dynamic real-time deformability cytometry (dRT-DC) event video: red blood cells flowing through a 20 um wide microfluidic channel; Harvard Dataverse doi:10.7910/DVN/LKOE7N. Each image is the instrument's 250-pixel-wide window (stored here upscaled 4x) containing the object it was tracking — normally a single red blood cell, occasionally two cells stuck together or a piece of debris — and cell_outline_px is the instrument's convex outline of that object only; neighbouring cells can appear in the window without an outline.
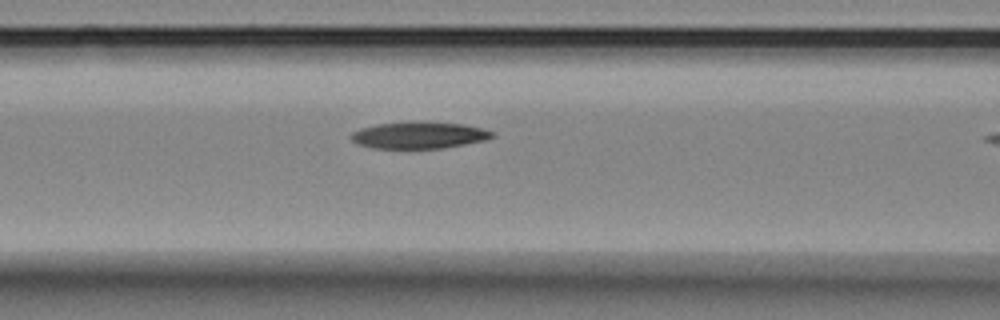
{"species": "Egyptian fruit bat (a non-hibernating species)", "species_latin": "Rousettus aegyptiacus", "temperature_condition": "room temperature", "stored_images_in_passage": 5, "camera_frame_rate_fps": 3000, "um_per_image_px": 0.085, "animal": {"sex": "female"}, "frame": {"image": 1, "passage_image": 5, "time_ms": 1.333, "image_size_px": [1000, 320], "cell_outline_px": [[496, 136], [484, 140], [464, 144], [440, 148], [372, 148], [360, 144], [352, 140], [348, 136], [352, 132], [360, 128], [376, 124], [464, 124], [484, 128], [496, 132]], "centroid_in_image_um": [35.64, 11.52], "position_along_channel_um": 131.0, "area_um2": 21.1}}